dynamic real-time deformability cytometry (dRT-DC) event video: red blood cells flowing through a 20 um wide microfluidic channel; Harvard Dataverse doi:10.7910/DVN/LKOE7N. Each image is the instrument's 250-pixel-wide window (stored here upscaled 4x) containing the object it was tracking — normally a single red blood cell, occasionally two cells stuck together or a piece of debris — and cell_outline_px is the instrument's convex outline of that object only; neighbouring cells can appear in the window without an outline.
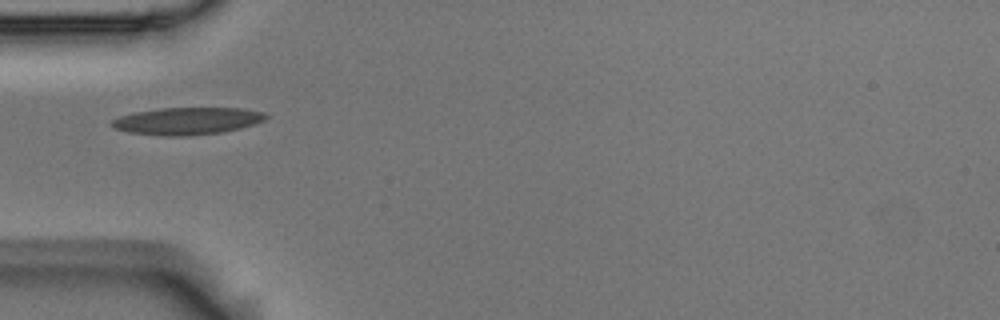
{"species": "Egyptian fruit bat (a non-hibernating species)", "species_latin": "Rousettus aegyptiacus", "temperature_condition": "room temperature", "stored_images_in_passage": 3, "camera_frame_rate_fps": 3000, "um_per_image_px": 0.085, "animal": {"sex": "male"}, "frame": {"image": 1, "passage_image": 1, "time_ms": 0.0, "image_size_px": [1000, 320], "cell_outline_px": [[268, 116], [264, 120], [240, 128], [220, 132], [188, 136], [164, 136], [128, 132], [116, 128], [108, 124], [112, 120], [120, 116], [136, 112], [160, 108], [240, 108], [264, 112]], "centroid_in_image_um": [15.89, 10.28], "position_along_channel_um": 69.1, "area_um2": 24.28}}
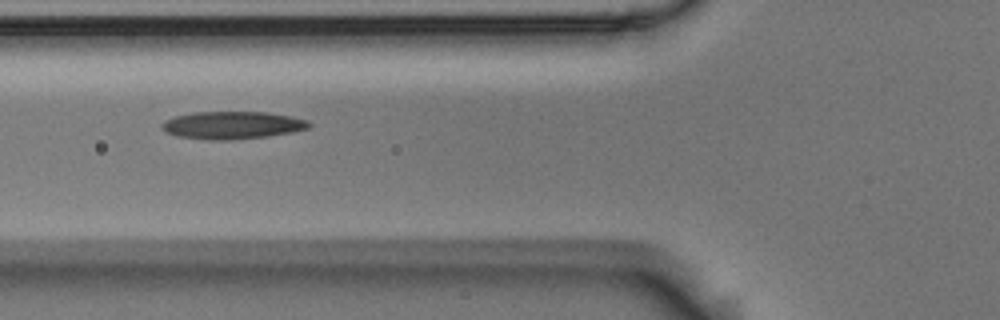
{"frame": {"image": 2, "passage_image": 2, "time_ms": 0.333, "image_size_px": [1000, 320], "cell_outline_px": [[312, 124], [308, 128], [292, 132], [268, 136], [232, 140], [208, 140], [180, 136], [168, 132], [160, 128], [160, 124], [164, 120], [176, 116], [192, 112], [268, 112], [292, 116], [308, 120]], "centroid_in_image_um": [19.76, 10.63], "position_along_channel_um": 106.0, "area_um2": 23.76}}
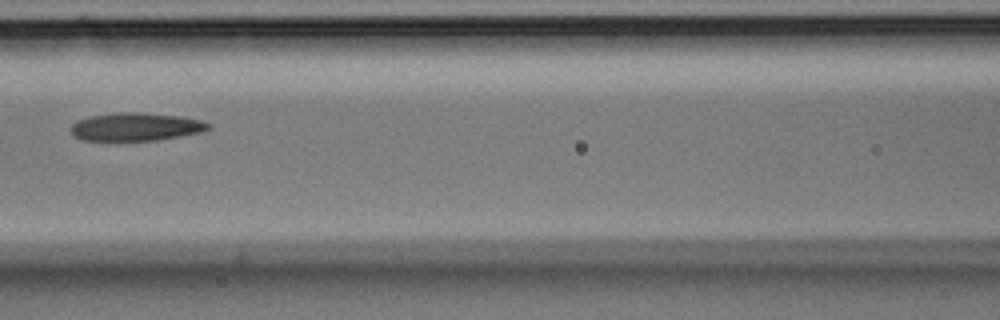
{"frame": {"image": 3, "passage_image": 3, "time_ms": 0.667, "image_size_px": [1000, 320], "cell_outline_px": [[212, 128], [204, 132], [156, 140], [84, 140], [76, 136], [72, 132], [72, 124], [76, 120], [92, 116], [120, 112], [136, 112], [180, 116], [204, 120], [212, 124]], "centroid_in_image_um": [11.64, 10.77], "position_along_channel_um": 155.0, "area_um2": 22.43}}